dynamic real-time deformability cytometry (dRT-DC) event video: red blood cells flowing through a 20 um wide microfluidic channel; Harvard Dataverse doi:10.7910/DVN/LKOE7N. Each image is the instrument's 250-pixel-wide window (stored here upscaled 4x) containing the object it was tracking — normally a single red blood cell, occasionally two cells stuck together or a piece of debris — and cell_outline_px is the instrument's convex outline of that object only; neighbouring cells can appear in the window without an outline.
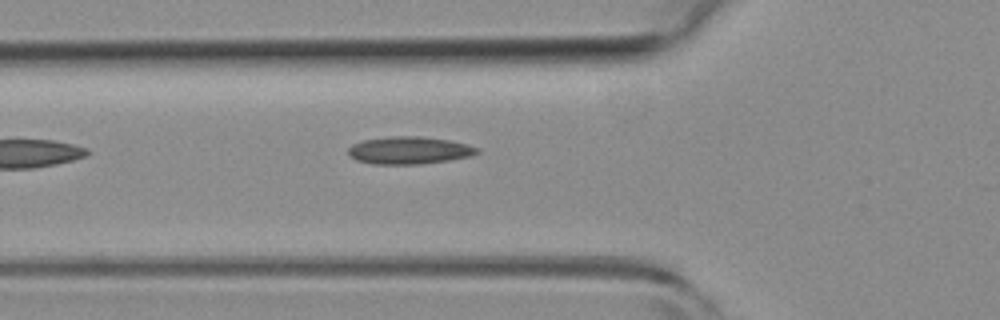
{"species": "common noctule bat (a hibernating species)", "species_latin": "Nyctalus noctula", "temperature_condition": "room temperature", "stored_images_in_passage": 4, "camera_frame_rate_fps": 3000, "um_per_image_px": 0.085, "animal": {"sex": "female", "body_mass_g": 19.3, "forearm_length_mm": 54.1}, "frame": {"image": 1, "passage_image": 4, "time_ms": 1.0, "image_size_px": [1000, 320], "cell_outline_px": [[480, 152], [472, 156], [424, 164], [372, 164], [356, 160], [348, 156], [348, 148], [352, 144], [364, 140], [392, 136], [420, 136], [448, 140], [468, 144], [480, 148]], "centroid_in_image_um": [34.79, 12.78], "position_along_channel_um": 91.0, "area_um2": 20.81}}